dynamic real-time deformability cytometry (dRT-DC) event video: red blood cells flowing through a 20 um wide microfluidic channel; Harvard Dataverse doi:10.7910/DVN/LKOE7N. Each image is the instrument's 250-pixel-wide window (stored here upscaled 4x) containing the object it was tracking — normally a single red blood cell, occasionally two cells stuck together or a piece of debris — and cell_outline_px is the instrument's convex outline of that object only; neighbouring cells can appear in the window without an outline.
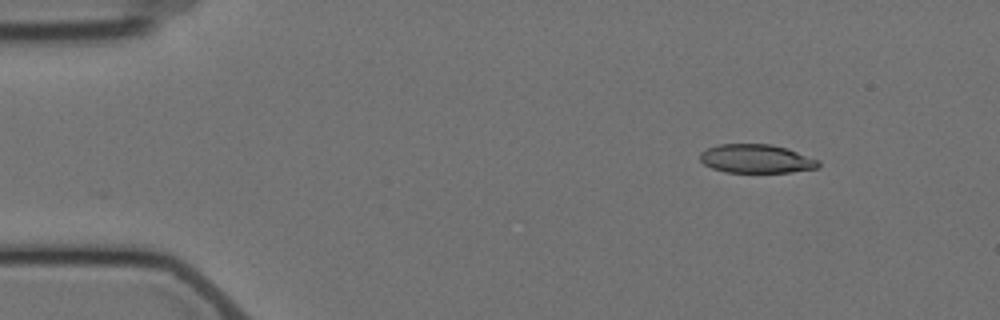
{"species": "Egyptian fruit bat (a non-hibernating species)", "species_latin": "Rousettus aegyptiacus", "temperature_condition": "cold", "stored_images_in_passage": 4, "camera_frame_rate_fps": 3000, "um_per_image_px": 0.085, "animal": {"sex": "female"}, "frame": {"image": 1, "passage_image": 1, "time_ms": 0.0, "image_size_px": [1000, 320], "cell_outline_px": [[820, 168], [792, 172], [724, 172], [712, 168], [704, 164], [700, 160], [700, 152], [708, 148], [720, 144], [772, 144], [788, 148], [820, 160]], "centroid_in_image_um": [64.33, 13.49], "position_along_channel_um": 20.7, "area_um2": 20.0}}
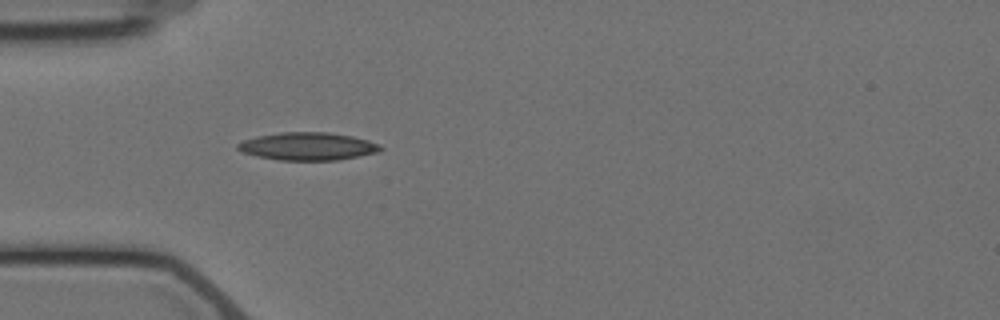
{"frame": {"image": 2, "passage_image": 4, "time_ms": 3.333, "image_size_px": [1000, 320], "cell_outline_px": [[384, 148], [380, 152], [336, 160], [280, 160], [256, 156], [244, 152], [236, 148], [236, 144], [244, 140], [256, 136], [280, 132], [328, 132], [352, 136], [368, 140], [380, 144]], "centroid_in_image_um": [26.18, 12.43], "position_along_channel_um": 58.8, "area_um2": 23.18}}